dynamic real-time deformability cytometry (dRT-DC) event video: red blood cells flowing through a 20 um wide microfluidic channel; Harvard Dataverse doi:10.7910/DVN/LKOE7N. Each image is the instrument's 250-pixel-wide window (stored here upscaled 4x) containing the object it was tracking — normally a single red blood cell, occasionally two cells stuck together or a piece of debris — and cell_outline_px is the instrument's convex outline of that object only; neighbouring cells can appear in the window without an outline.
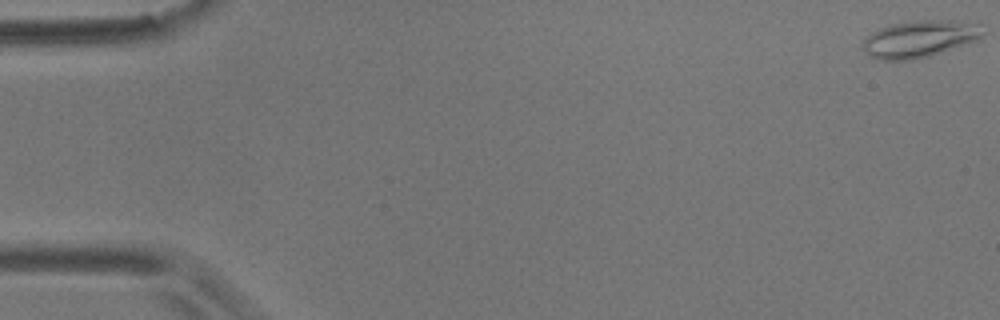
{"species": "common noctule bat (a hibernating species)", "species_latin": "Nyctalus noctula", "temperature_condition": "room temperature", "stored_images_in_passage": 57, "camera_frame_rate_fps": 3000, "um_per_image_px": 0.085, "animal": {"sex": "male", "body_mass_g": 17.9}, "frame": {"image": 1, "passage_image": 1, "time_ms": 0.0, "image_size_px": [1000, 320], "cell_outline_px": [[984, 32], [980, 40], [932, 56], [908, 60], [880, 60], [868, 56], [860, 48], [860, 44], [872, 32], [880, 28], [892, 24], [916, 20], [948, 20], [980, 24]], "centroid_in_image_um": [78.16, 3.32], "position_along_channel_um": 6.8, "area_um2": 26.3}}
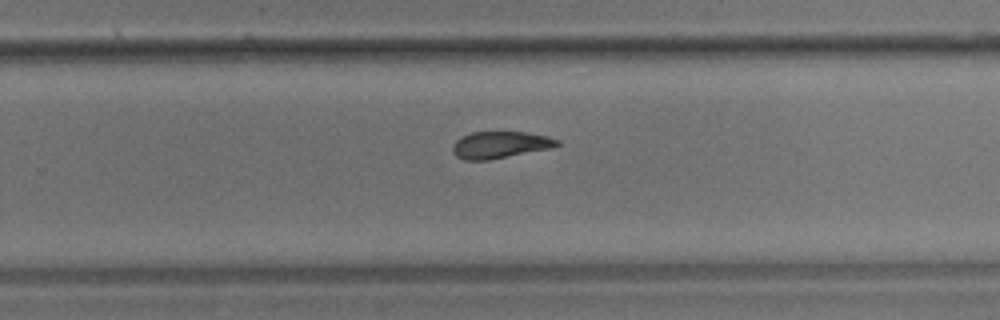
{"frame": {"image": 2, "passage_image": 37, "time_ms": 12.0, "image_size_px": [1000, 320], "cell_outline_px": [[560, 144], [552, 148], [488, 160], [464, 160], [456, 156], [452, 152], [452, 144], [460, 136], [472, 132], [524, 132], [548, 136], [560, 140]], "centroid_in_image_um": [42.49, 12.31], "position_along_channel_um": 287.3, "area_um2": 16.47}}
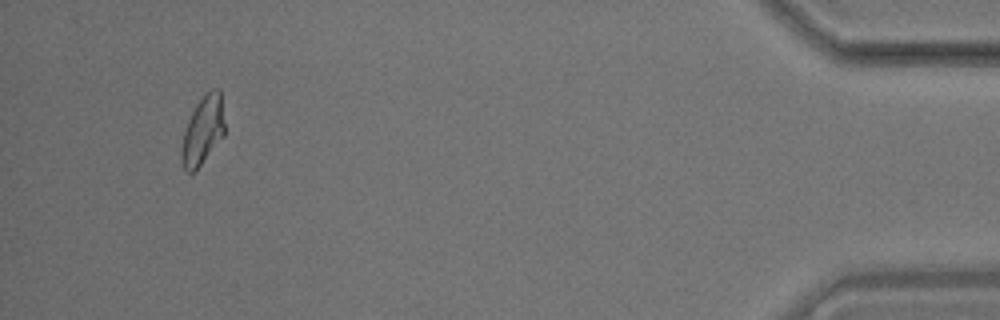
{"frame": {"image": 3, "passage_image": 54, "time_ms": 17.667, "image_size_px": [1000, 320], "cell_outline_px": [[224, 136], [200, 164], [192, 172], [188, 172], [184, 168], [180, 160], [180, 148], [184, 132], [188, 120], [196, 104], [212, 88], [220, 88], [224, 124]], "centroid_in_image_um": [17.23, 11.08], "position_along_channel_um": 418.0, "area_um2": 16.94}, "authors_computed_cell_mechanics": {"area_um2": 17.629, "velocity_mm_per_s": 3.5489, "shape_relaxation_time_tau1_ms": 7.5302, "shape_relaxation_time_tau2_ms": 3.0128, "deformation_change_tau1": 0.1781, "deformation_change_tau2": 0.1027}}